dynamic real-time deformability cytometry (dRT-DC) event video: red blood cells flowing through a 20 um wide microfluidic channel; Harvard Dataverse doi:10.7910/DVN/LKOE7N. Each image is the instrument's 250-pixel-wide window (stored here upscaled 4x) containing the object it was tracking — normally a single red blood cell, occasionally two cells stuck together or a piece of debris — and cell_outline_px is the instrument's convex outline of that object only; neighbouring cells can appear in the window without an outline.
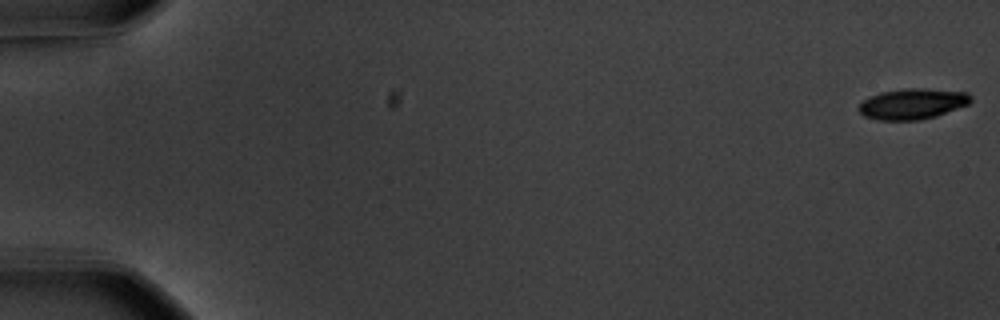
{"species": "common noctule bat (a hibernating species)", "species_latin": "Nyctalus noctula", "temperature_condition": "warm", "stored_images_in_passage": 57, "camera_frame_rate_fps": 3000, "um_per_image_px": 0.085, "animal": {"sex": "male", "body_mass_g": 20.1, "forearm_length_mm": 53.5}, "frame": {"image": 1, "passage_image": 1, "time_ms": 0.0, "image_size_px": [1000, 320], "cell_outline_px": [[972, 100], [968, 104], [936, 116], [920, 120], [880, 120], [864, 116], [856, 108], [868, 96], [880, 92], [904, 88], [924, 88], [968, 92], [972, 96]], "centroid_in_image_um": [77.55, 8.81], "position_along_channel_um": 7.4, "area_um2": 20.17}}
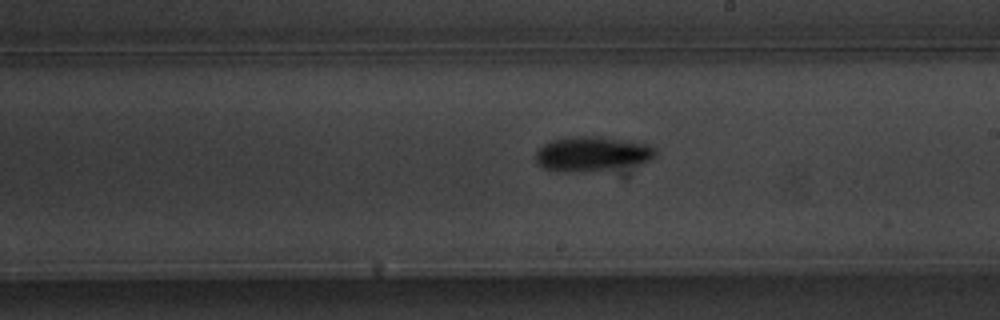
{"frame": {"image": 2, "passage_image": 34, "time_ms": 11.0, "image_size_px": [1000, 320], "cell_outline_px": [[656, 156], [652, 160], [636, 164], [584, 172], [556, 172], [544, 168], [536, 164], [536, 152], [544, 144], [552, 140], [568, 136], [588, 136], [628, 140], [648, 144], [656, 148]], "centroid_in_image_um": [50.31, 13.08], "position_along_channel_um": 238.7, "area_um2": 24.33}}
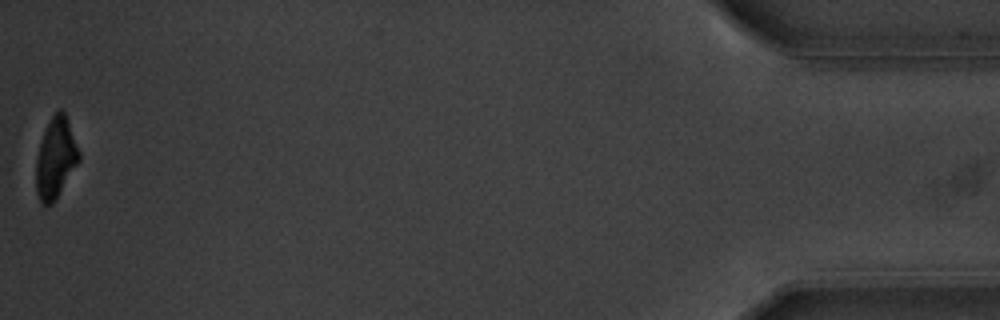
{"frame": {"image": 3, "passage_image": 57, "time_ms": 18.667, "image_size_px": [1000, 320], "cell_outline_px": [[80, 160], [56, 200], [52, 204], [44, 204], [40, 200], [36, 192], [36, 160], [40, 144], [44, 132], [52, 116], [60, 108], [64, 112], [80, 152]], "centroid_in_image_um": [4.74, 13.47], "position_along_channel_um": 430.5, "area_um2": 19.88}, "authors_computed_cell_mechanics": {"area_um2": 21.675, "velocity_mm_per_s": 3.6427, "shape_relaxation_time_tau1_ms": 2.5891, "shape_relaxation_time_tau2_ms": null, "deformation_change_tau1": 0.149, "deformation_change_tau2": null}}